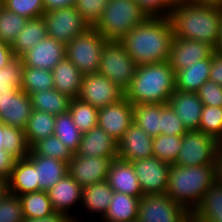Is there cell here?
Here are the masks:
<instances>
[{
    "mask_svg": "<svg viewBox=\"0 0 222 222\" xmlns=\"http://www.w3.org/2000/svg\"><path fill=\"white\" fill-rule=\"evenodd\" d=\"M173 38L169 17L148 16L119 41L137 66H141L169 61Z\"/></svg>",
    "mask_w": 222,
    "mask_h": 222,
    "instance_id": "obj_1",
    "label": "cell"
},
{
    "mask_svg": "<svg viewBox=\"0 0 222 222\" xmlns=\"http://www.w3.org/2000/svg\"><path fill=\"white\" fill-rule=\"evenodd\" d=\"M174 37L199 40L216 48L222 23V7L176 0L169 14Z\"/></svg>",
    "mask_w": 222,
    "mask_h": 222,
    "instance_id": "obj_2",
    "label": "cell"
},
{
    "mask_svg": "<svg viewBox=\"0 0 222 222\" xmlns=\"http://www.w3.org/2000/svg\"><path fill=\"white\" fill-rule=\"evenodd\" d=\"M174 91L175 72L169 61H165L137 66L124 97L133 105L168 104Z\"/></svg>",
    "mask_w": 222,
    "mask_h": 222,
    "instance_id": "obj_3",
    "label": "cell"
},
{
    "mask_svg": "<svg viewBox=\"0 0 222 222\" xmlns=\"http://www.w3.org/2000/svg\"><path fill=\"white\" fill-rule=\"evenodd\" d=\"M214 182L215 165L173 164L169 168L165 194L191 214Z\"/></svg>",
    "mask_w": 222,
    "mask_h": 222,
    "instance_id": "obj_4",
    "label": "cell"
},
{
    "mask_svg": "<svg viewBox=\"0 0 222 222\" xmlns=\"http://www.w3.org/2000/svg\"><path fill=\"white\" fill-rule=\"evenodd\" d=\"M147 17L136 0H109L95 28L106 40L119 41Z\"/></svg>",
    "mask_w": 222,
    "mask_h": 222,
    "instance_id": "obj_5",
    "label": "cell"
},
{
    "mask_svg": "<svg viewBox=\"0 0 222 222\" xmlns=\"http://www.w3.org/2000/svg\"><path fill=\"white\" fill-rule=\"evenodd\" d=\"M106 41L95 27H89L66 45V58L83 75L98 73L103 45Z\"/></svg>",
    "mask_w": 222,
    "mask_h": 222,
    "instance_id": "obj_6",
    "label": "cell"
},
{
    "mask_svg": "<svg viewBox=\"0 0 222 222\" xmlns=\"http://www.w3.org/2000/svg\"><path fill=\"white\" fill-rule=\"evenodd\" d=\"M137 64L120 41L107 40L103 45L98 73L125 91L136 72Z\"/></svg>",
    "mask_w": 222,
    "mask_h": 222,
    "instance_id": "obj_7",
    "label": "cell"
},
{
    "mask_svg": "<svg viewBox=\"0 0 222 222\" xmlns=\"http://www.w3.org/2000/svg\"><path fill=\"white\" fill-rule=\"evenodd\" d=\"M42 17L45 21L47 36L65 45L90 27L74 5L45 11Z\"/></svg>",
    "mask_w": 222,
    "mask_h": 222,
    "instance_id": "obj_8",
    "label": "cell"
},
{
    "mask_svg": "<svg viewBox=\"0 0 222 222\" xmlns=\"http://www.w3.org/2000/svg\"><path fill=\"white\" fill-rule=\"evenodd\" d=\"M218 141L199 130L187 131L182 136V147L176 165L201 166L214 165Z\"/></svg>",
    "mask_w": 222,
    "mask_h": 222,
    "instance_id": "obj_9",
    "label": "cell"
},
{
    "mask_svg": "<svg viewBox=\"0 0 222 222\" xmlns=\"http://www.w3.org/2000/svg\"><path fill=\"white\" fill-rule=\"evenodd\" d=\"M190 213L167 194L143 195L137 220L140 222H183Z\"/></svg>",
    "mask_w": 222,
    "mask_h": 222,
    "instance_id": "obj_10",
    "label": "cell"
},
{
    "mask_svg": "<svg viewBox=\"0 0 222 222\" xmlns=\"http://www.w3.org/2000/svg\"><path fill=\"white\" fill-rule=\"evenodd\" d=\"M124 91L106 76L99 73L85 74L82 77L78 98L99 108L118 102Z\"/></svg>",
    "mask_w": 222,
    "mask_h": 222,
    "instance_id": "obj_11",
    "label": "cell"
},
{
    "mask_svg": "<svg viewBox=\"0 0 222 222\" xmlns=\"http://www.w3.org/2000/svg\"><path fill=\"white\" fill-rule=\"evenodd\" d=\"M131 163L144 195L165 194L170 164L154 156Z\"/></svg>",
    "mask_w": 222,
    "mask_h": 222,
    "instance_id": "obj_12",
    "label": "cell"
},
{
    "mask_svg": "<svg viewBox=\"0 0 222 222\" xmlns=\"http://www.w3.org/2000/svg\"><path fill=\"white\" fill-rule=\"evenodd\" d=\"M133 124V104L123 97L116 103L98 109V126L117 142Z\"/></svg>",
    "mask_w": 222,
    "mask_h": 222,
    "instance_id": "obj_13",
    "label": "cell"
},
{
    "mask_svg": "<svg viewBox=\"0 0 222 222\" xmlns=\"http://www.w3.org/2000/svg\"><path fill=\"white\" fill-rule=\"evenodd\" d=\"M115 158L74 154L68 163V174L82 187L107 180L111 161Z\"/></svg>",
    "mask_w": 222,
    "mask_h": 222,
    "instance_id": "obj_14",
    "label": "cell"
},
{
    "mask_svg": "<svg viewBox=\"0 0 222 222\" xmlns=\"http://www.w3.org/2000/svg\"><path fill=\"white\" fill-rule=\"evenodd\" d=\"M215 49L208 43L199 40L174 37L170 50L169 64L176 73L186 69L195 62L203 59H212Z\"/></svg>",
    "mask_w": 222,
    "mask_h": 222,
    "instance_id": "obj_15",
    "label": "cell"
},
{
    "mask_svg": "<svg viewBox=\"0 0 222 222\" xmlns=\"http://www.w3.org/2000/svg\"><path fill=\"white\" fill-rule=\"evenodd\" d=\"M153 156V137L133 123L118 141L117 157L133 162Z\"/></svg>",
    "mask_w": 222,
    "mask_h": 222,
    "instance_id": "obj_16",
    "label": "cell"
},
{
    "mask_svg": "<svg viewBox=\"0 0 222 222\" xmlns=\"http://www.w3.org/2000/svg\"><path fill=\"white\" fill-rule=\"evenodd\" d=\"M65 51V44L47 36L20 58L23 66L52 71L55 65L66 57Z\"/></svg>",
    "mask_w": 222,
    "mask_h": 222,
    "instance_id": "obj_17",
    "label": "cell"
},
{
    "mask_svg": "<svg viewBox=\"0 0 222 222\" xmlns=\"http://www.w3.org/2000/svg\"><path fill=\"white\" fill-rule=\"evenodd\" d=\"M82 192L83 187L80 186L68 173L56 185L47 191L53 209L56 212H63L71 215L74 222H81L80 218L71 212V209L74 210L77 205L81 206Z\"/></svg>",
    "mask_w": 222,
    "mask_h": 222,
    "instance_id": "obj_18",
    "label": "cell"
},
{
    "mask_svg": "<svg viewBox=\"0 0 222 222\" xmlns=\"http://www.w3.org/2000/svg\"><path fill=\"white\" fill-rule=\"evenodd\" d=\"M30 95L23 90L9 92V96L0 100V122L6 126L23 129L31 116Z\"/></svg>",
    "mask_w": 222,
    "mask_h": 222,
    "instance_id": "obj_19",
    "label": "cell"
},
{
    "mask_svg": "<svg viewBox=\"0 0 222 222\" xmlns=\"http://www.w3.org/2000/svg\"><path fill=\"white\" fill-rule=\"evenodd\" d=\"M168 104L175 111L187 131L199 130L204 105L196 92H183L175 89Z\"/></svg>",
    "mask_w": 222,
    "mask_h": 222,
    "instance_id": "obj_20",
    "label": "cell"
},
{
    "mask_svg": "<svg viewBox=\"0 0 222 222\" xmlns=\"http://www.w3.org/2000/svg\"><path fill=\"white\" fill-rule=\"evenodd\" d=\"M107 181L109 186L118 193L141 198L144 193L130 161L115 158L111 161Z\"/></svg>",
    "mask_w": 222,
    "mask_h": 222,
    "instance_id": "obj_21",
    "label": "cell"
},
{
    "mask_svg": "<svg viewBox=\"0 0 222 222\" xmlns=\"http://www.w3.org/2000/svg\"><path fill=\"white\" fill-rule=\"evenodd\" d=\"M117 144L106 131L98 125L83 133L76 155L89 157L117 158Z\"/></svg>",
    "mask_w": 222,
    "mask_h": 222,
    "instance_id": "obj_22",
    "label": "cell"
},
{
    "mask_svg": "<svg viewBox=\"0 0 222 222\" xmlns=\"http://www.w3.org/2000/svg\"><path fill=\"white\" fill-rule=\"evenodd\" d=\"M7 183L8 193L16 196L39 191L36 166L28 157L15 160Z\"/></svg>",
    "mask_w": 222,
    "mask_h": 222,
    "instance_id": "obj_23",
    "label": "cell"
},
{
    "mask_svg": "<svg viewBox=\"0 0 222 222\" xmlns=\"http://www.w3.org/2000/svg\"><path fill=\"white\" fill-rule=\"evenodd\" d=\"M36 166V177L39 191H48L56 185L68 172V163L34 154L31 150L27 156Z\"/></svg>",
    "mask_w": 222,
    "mask_h": 222,
    "instance_id": "obj_24",
    "label": "cell"
},
{
    "mask_svg": "<svg viewBox=\"0 0 222 222\" xmlns=\"http://www.w3.org/2000/svg\"><path fill=\"white\" fill-rule=\"evenodd\" d=\"M54 88L71 100L77 98L83 74L66 57L52 69Z\"/></svg>",
    "mask_w": 222,
    "mask_h": 222,
    "instance_id": "obj_25",
    "label": "cell"
},
{
    "mask_svg": "<svg viewBox=\"0 0 222 222\" xmlns=\"http://www.w3.org/2000/svg\"><path fill=\"white\" fill-rule=\"evenodd\" d=\"M113 193L107 180L84 186L80 209L96 215L100 221L108 209Z\"/></svg>",
    "mask_w": 222,
    "mask_h": 222,
    "instance_id": "obj_26",
    "label": "cell"
},
{
    "mask_svg": "<svg viewBox=\"0 0 222 222\" xmlns=\"http://www.w3.org/2000/svg\"><path fill=\"white\" fill-rule=\"evenodd\" d=\"M211 59L195 62L186 69L175 73V89L183 92H197L201 86L209 81Z\"/></svg>",
    "mask_w": 222,
    "mask_h": 222,
    "instance_id": "obj_27",
    "label": "cell"
},
{
    "mask_svg": "<svg viewBox=\"0 0 222 222\" xmlns=\"http://www.w3.org/2000/svg\"><path fill=\"white\" fill-rule=\"evenodd\" d=\"M140 198L115 192L100 222H131L137 220Z\"/></svg>",
    "mask_w": 222,
    "mask_h": 222,
    "instance_id": "obj_28",
    "label": "cell"
},
{
    "mask_svg": "<svg viewBox=\"0 0 222 222\" xmlns=\"http://www.w3.org/2000/svg\"><path fill=\"white\" fill-rule=\"evenodd\" d=\"M46 37L47 31L43 17L28 19L24 28L18 33L10 46L15 57L20 58Z\"/></svg>",
    "mask_w": 222,
    "mask_h": 222,
    "instance_id": "obj_29",
    "label": "cell"
},
{
    "mask_svg": "<svg viewBox=\"0 0 222 222\" xmlns=\"http://www.w3.org/2000/svg\"><path fill=\"white\" fill-rule=\"evenodd\" d=\"M191 215L197 222H222V185L214 182Z\"/></svg>",
    "mask_w": 222,
    "mask_h": 222,
    "instance_id": "obj_30",
    "label": "cell"
},
{
    "mask_svg": "<svg viewBox=\"0 0 222 222\" xmlns=\"http://www.w3.org/2000/svg\"><path fill=\"white\" fill-rule=\"evenodd\" d=\"M55 115L32 109L31 116L24 128L30 148L38 141L54 135Z\"/></svg>",
    "mask_w": 222,
    "mask_h": 222,
    "instance_id": "obj_31",
    "label": "cell"
},
{
    "mask_svg": "<svg viewBox=\"0 0 222 222\" xmlns=\"http://www.w3.org/2000/svg\"><path fill=\"white\" fill-rule=\"evenodd\" d=\"M166 104L133 105V123L142 128L149 136L161 134V109Z\"/></svg>",
    "mask_w": 222,
    "mask_h": 222,
    "instance_id": "obj_32",
    "label": "cell"
},
{
    "mask_svg": "<svg viewBox=\"0 0 222 222\" xmlns=\"http://www.w3.org/2000/svg\"><path fill=\"white\" fill-rule=\"evenodd\" d=\"M5 150L16 160L26 158L30 153L23 129L6 126L0 122V151Z\"/></svg>",
    "mask_w": 222,
    "mask_h": 222,
    "instance_id": "obj_33",
    "label": "cell"
},
{
    "mask_svg": "<svg viewBox=\"0 0 222 222\" xmlns=\"http://www.w3.org/2000/svg\"><path fill=\"white\" fill-rule=\"evenodd\" d=\"M32 109L47 112L53 115L65 113L69 109L70 98L61 94L55 88L31 93Z\"/></svg>",
    "mask_w": 222,
    "mask_h": 222,
    "instance_id": "obj_34",
    "label": "cell"
},
{
    "mask_svg": "<svg viewBox=\"0 0 222 222\" xmlns=\"http://www.w3.org/2000/svg\"><path fill=\"white\" fill-rule=\"evenodd\" d=\"M54 135L74 154L77 152L82 133L75 125L69 110L65 113L55 115Z\"/></svg>",
    "mask_w": 222,
    "mask_h": 222,
    "instance_id": "obj_35",
    "label": "cell"
},
{
    "mask_svg": "<svg viewBox=\"0 0 222 222\" xmlns=\"http://www.w3.org/2000/svg\"><path fill=\"white\" fill-rule=\"evenodd\" d=\"M24 218H43L56 212L47 191H36L19 196Z\"/></svg>",
    "mask_w": 222,
    "mask_h": 222,
    "instance_id": "obj_36",
    "label": "cell"
},
{
    "mask_svg": "<svg viewBox=\"0 0 222 222\" xmlns=\"http://www.w3.org/2000/svg\"><path fill=\"white\" fill-rule=\"evenodd\" d=\"M69 112L72 115L73 121L80 132L86 133L98 124V108L74 98L70 100Z\"/></svg>",
    "mask_w": 222,
    "mask_h": 222,
    "instance_id": "obj_37",
    "label": "cell"
},
{
    "mask_svg": "<svg viewBox=\"0 0 222 222\" xmlns=\"http://www.w3.org/2000/svg\"><path fill=\"white\" fill-rule=\"evenodd\" d=\"M54 88L52 71L23 66L22 88L28 95Z\"/></svg>",
    "mask_w": 222,
    "mask_h": 222,
    "instance_id": "obj_38",
    "label": "cell"
},
{
    "mask_svg": "<svg viewBox=\"0 0 222 222\" xmlns=\"http://www.w3.org/2000/svg\"><path fill=\"white\" fill-rule=\"evenodd\" d=\"M23 64L21 58L0 69V100L9 96V92H16L22 88Z\"/></svg>",
    "mask_w": 222,
    "mask_h": 222,
    "instance_id": "obj_39",
    "label": "cell"
},
{
    "mask_svg": "<svg viewBox=\"0 0 222 222\" xmlns=\"http://www.w3.org/2000/svg\"><path fill=\"white\" fill-rule=\"evenodd\" d=\"M182 147V136L162 135L153 137V154L167 164L173 165Z\"/></svg>",
    "mask_w": 222,
    "mask_h": 222,
    "instance_id": "obj_40",
    "label": "cell"
},
{
    "mask_svg": "<svg viewBox=\"0 0 222 222\" xmlns=\"http://www.w3.org/2000/svg\"><path fill=\"white\" fill-rule=\"evenodd\" d=\"M30 150L36 155L51 157L67 163L74 155L55 135L36 142Z\"/></svg>",
    "mask_w": 222,
    "mask_h": 222,
    "instance_id": "obj_41",
    "label": "cell"
},
{
    "mask_svg": "<svg viewBox=\"0 0 222 222\" xmlns=\"http://www.w3.org/2000/svg\"><path fill=\"white\" fill-rule=\"evenodd\" d=\"M28 19L9 11L5 7H0V40L12 44L18 33L24 28Z\"/></svg>",
    "mask_w": 222,
    "mask_h": 222,
    "instance_id": "obj_42",
    "label": "cell"
},
{
    "mask_svg": "<svg viewBox=\"0 0 222 222\" xmlns=\"http://www.w3.org/2000/svg\"><path fill=\"white\" fill-rule=\"evenodd\" d=\"M199 131L222 140V107L203 106Z\"/></svg>",
    "mask_w": 222,
    "mask_h": 222,
    "instance_id": "obj_43",
    "label": "cell"
},
{
    "mask_svg": "<svg viewBox=\"0 0 222 222\" xmlns=\"http://www.w3.org/2000/svg\"><path fill=\"white\" fill-rule=\"evenodd\" d=\"M2 6L27 19L40 18L45 13L43 0H2Z\"/></svg>",
    "mask_w": 222,
    "mask_h": 222,
    "instance_id": "obj_44",
    "label": "cell"
},
{
    "mask_svg": "<svg viewBox=\"0 0 222 222\" xmlns=\"http://www.w3.org/2000/svg\"><path fill=\"white\" fill-rule=\"evenodd\" d=\"M109 0H76L75 8L90 27H95Z\"/></svg>",
    "mask_w": 222,
    "mask_h": 222,
    "instance_id": "obj_45",
    "label": "cell"
},
{
    "mask_svg": "<svg viewBox=\"0 0 222 222\" xmlns=\"http://www.w3.org/2000/svg\"><path fill=\"white\" fill-rule=\"evenodd\" d=\"M23 207L19 196L7 193L0 199V222H23Z\"/></svg>",
    "mask_w": 222,
    "mask_h": 222,
    "instance_id": "obj_46",
    "label": "cell"
},
{
    "mask_svg": "<svg viewBox=\"0 0 222 222\" xmlns=\"http://www.w3.org/2000/svg\"><path fill=\"white\" fill-rule=\"evenodd\" d=\"M187 129L169 104L161 109V134L183 136Z\"/></svg>",
    "mask_w": 222,
    "mask_h": 222,
    "instance_id": "obj_47",
    "label": "cell"
},
{
    "mask_svg": "<svg viewBox=\"0 0 222 222\" xmlns=\"http://www.w3.org/2000/svg\"><path fill=\"white\" fill-rule=\"evenodd\" d=\"M176 0H136L150 17H169Z\"/></svg>",
    "mask_w": 222,
    "mask_h": 222,
    "instance_id": "obj_48",
    "label": "cell"
},
{
    "mask_svg": "<svg viewBox=\"0 0 222 222\" xmlns=\"http://www.w3.org/2000/svg\"><path fill=\"white\" fill-rule=\"evenodd\" d=\"M196 93L203 105L222 107V87L217 83L206 81Z\"/></svg>",
    "mask_w": 222,
    "mask_h": 222,
    "instance_id": "obj_49",
    "label": "cell"
},
{
    "mask_svg": "<svg viewBox=\"0 0 222 222\" xmlns=\"http://www.w3.org/2000/svg\"><path fill=\"white\" fill-rule=\"evenodd\" d=\"M209 81L215 82L222 87V53L216 50L212 54Z\"/></svg>",
    "mask_w": 222,
    "mask_h": 222,
    "instance_id": "obj_50",
    "label": "cell"
},
{
    "mask_svg": "<svg viewBox=\"0 0 222 222\" xmlns=\"http://www.w3.org/2000/svg\"><path fill=\"white\" fill-rule=\"evenodd\" d=\"M15 158L5 150L0 151V176L8 179L13 170Z\"/></svg>",
    "mask_w": 222,
    "mask_h": 222,
    "instance_id": "obj_51",
    "label": "cell"
},
{
    "mask_svg": "<svg viewBox=\"0 0 222 222\" xmlns=\"http://www.w3.org/2000/svg\"><path fill=\"white\" fill-rule=\"evenodd\" d=\"M23 222H74V219L69 214L54 212L43 218H24Z\"/></svg>",
    "mask_w": 222,
    "mask_h": 222,
    "instance_id": "obj_52",
    "label": "cell"
},
{
    "mask_svg": "<svg viewBox=\"0 0 222 222\" xmlns=\"http://www.w3.org/2000/svg\"><path fill=\"white\" fill-rule=\"evenodd\" d=\"M14 52L10 44L0 40V69L5 67L15 59Z\"/></svg>",
    "mask_w": 222,
    "mask_h": 222,
    "instance_id": "obj_53",
    "label": "cell"
},
{
    "mask_svg": "<svg viewBox=\"0 0 222 222\" xmlns=\"http://www.w3.org/2000/svg\"><path fill=\"white\" fill-rule=\"evenodd\" d=\"M215 182L222 185V140L218 141L215 152Z\"/></svg>",
    "mask_w": 222,
    "mask_h": 222,
    "instance_id": "obj_54",
    "label": "cell"
},
{
    "mask_svg": "<svg viewBox=\"0 0 222 222\" xmlns=\"http://www.w3.org/2000/svg\"><path fill=\"white\" fill-rule=\"evenodd\" d=\"M76 0H43L45 11L70 7L75 5Z\"/></svg>",
    "mask_w": 222,
    "mask_h": 222,
    "instance_id": "obj_55",
    "label": "cell"
},
{
    "mask_svg": "<svg viewBox=\"0 0 222 222\" xmlns=\"http://www.w3.org/2000/svg\"><path fill=\"white\" fill-rule=\"evenodd\" d=\"M183 1L195 4L215 5L222 7V0H183Z\"/></svg>",
    "mask_w": 222,
    "mask_h": 222,
    "instance_id": "obj_56",
    "label": "cell"
},
{
    "mask_svg": "<svg viewBox=\"0 0 222 222\" xmlns=\"http://www.w3.org/2000/svg\"><path fill=\"white\" fill-rule=\"evenodd\" d=\"M8 193L7 179L0 176V199Z\"/></svg>",
    "mask_w": 222,
    "mask_h": 222,
    "instance_id": "obj_57",
    "label": "cell"
},
{
    "mask_svg": "<svg viewBox=\"0 0 222 222\" xmlns=\"http://www.w3.org/2000/svg\"><path fill=\"white\" fill-rule=\"evenodd\" d=\"M215 50L219 53H222V23H221L219 41H218V44H217Z\"/></svg>",
    "mask_w": 222,
    "mask_h": 222,
    "instance_id": "obj_58",
    "label": "cell"
},
{
    "mask_svg": "<svg viewBox=\"0 0 222 222\" xmlns=\"http://www.w3.org/2000/svg\"><path fill=\"white\" fill-rule=\"evenodd\" d=\"M183 222H197L195 218L190 214Z\"/></svg>",
    "mask_w": 222,
    "mask_h": 222,
    "instance_id": "obj_59",
    "label": "cell"
}]
</instances>
